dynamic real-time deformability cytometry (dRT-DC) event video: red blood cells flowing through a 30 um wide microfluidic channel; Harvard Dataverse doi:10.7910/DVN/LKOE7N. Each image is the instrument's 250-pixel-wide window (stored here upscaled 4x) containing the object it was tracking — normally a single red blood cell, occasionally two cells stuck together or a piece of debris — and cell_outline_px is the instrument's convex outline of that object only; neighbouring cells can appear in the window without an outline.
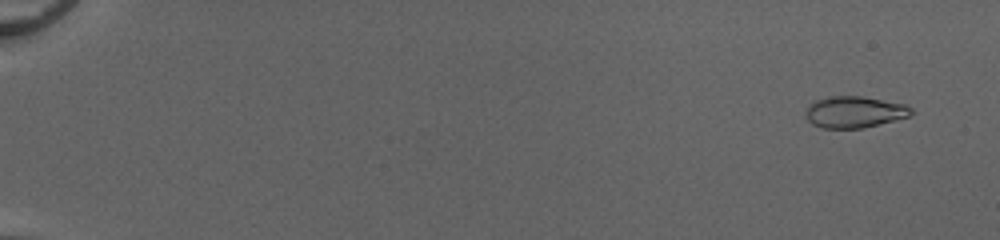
{"species": "common noctule bat (a hibernating species)", "species_latin": "Nyctalus noctula", "temperature_condition": "cold", "stored_images_in_passage": 7, "camera_frame_rate_fps": 3000, "um_per_image_px": 0.085, "animal": {"sex": "female", "body_mass_g": 20.0, "forearm_length_mm": 54.0}, "frame": {"image": 1, "passage_image": 4, "time_ms": 1.0, "image_size_px": [1000, 240], "cell_outline_px": [[912, 112], [908, 116], [864, 128], [820, 128], [812, 124], [808, 120], [808, 108], [816, 100], [828, 96], [864, 96], [904, 104], [912, 108]], "centroid_in_image_um": [72.64, 9.52], "position_along_channel_um": 12.4, "area_um2": 19.07}}